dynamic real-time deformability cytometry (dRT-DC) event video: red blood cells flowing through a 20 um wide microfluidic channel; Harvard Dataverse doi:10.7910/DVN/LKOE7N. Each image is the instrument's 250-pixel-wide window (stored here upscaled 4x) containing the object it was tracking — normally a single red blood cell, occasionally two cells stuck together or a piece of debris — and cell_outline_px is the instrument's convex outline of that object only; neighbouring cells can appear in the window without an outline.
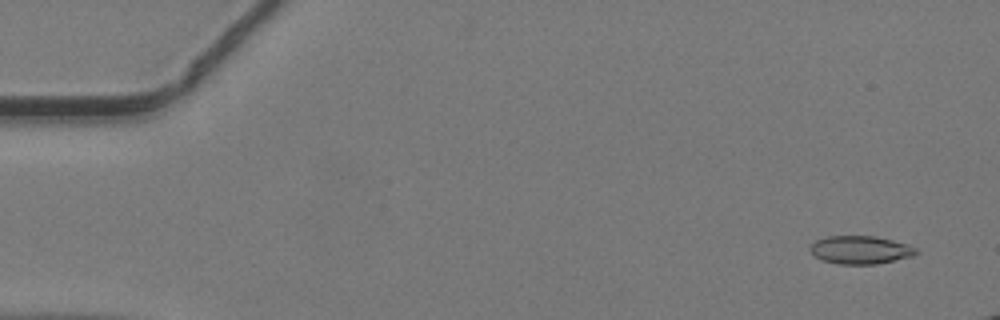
{"species": "common noctule bat (a hibernating species)", "species_latin": "Nyctalus noctula", "temperature_condition": "warm", "stored_images_in_passage": 14, "camera_frame_rate_fps": 3000, "um_per_image_px": 0.085, "animal": {"sex": "male", "body_mass_g": 19.2, "forearm_length_mm": 51.8}, "frame": {"image": 1, "passage_image": 3, "time_ms": 0.667, "image_size_px": [1000, 320], "cell_outline_px": [[920, 252], [912, 256], [876, 264], [840, 264], [824, 260], [816, 256], [808, 248], [816, 240], [828, 236], [876, 236], [908, 244], [916, 248]], "centroid_in_image_um": [73.16, 21.23], "position_along_channel_um": 11.8, "area_um2": 17.22}}